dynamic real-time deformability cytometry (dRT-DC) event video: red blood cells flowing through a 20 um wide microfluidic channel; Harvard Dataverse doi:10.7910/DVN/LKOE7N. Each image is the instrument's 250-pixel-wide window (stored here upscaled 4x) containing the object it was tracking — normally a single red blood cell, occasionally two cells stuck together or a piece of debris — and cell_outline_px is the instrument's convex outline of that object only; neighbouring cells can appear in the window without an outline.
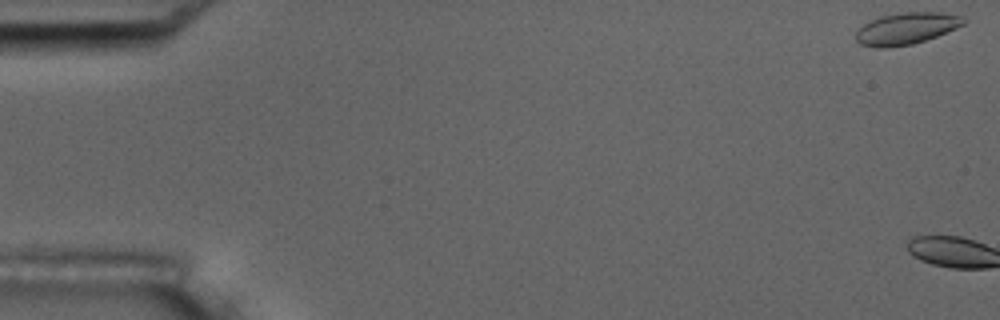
{"species": "common noctule bat (a hibernating species)", "species_latin": "Nyctalus noctula", "temperature_condition": "room temperature", "stored_images_in_passage": 5, "camera_frame_rate_fps": 3000, "um_per_image_px": 0.085, "animal": {"sex": "male", "body_mass_g": 17.5, "forearm_length_mm": 52.3}, "frame": {"image": 1, "passage_image": 1, "time_ms": 0.0, "image_size_px": [1000, 320], "cell_outline_px": [[968, 20], [964, 24], [956, 28], [936, 36], [912, 44], [884, 48], [876, 48], [860, 44], [856, 40], [856, 32], [864, 24], [880, 16], [904, 12], [936, 12], [960, 16]], "centroid_in_image_um": [77.02, 2.42], "position_along_channel_um": 8.0, "area_um2": 19.71}}